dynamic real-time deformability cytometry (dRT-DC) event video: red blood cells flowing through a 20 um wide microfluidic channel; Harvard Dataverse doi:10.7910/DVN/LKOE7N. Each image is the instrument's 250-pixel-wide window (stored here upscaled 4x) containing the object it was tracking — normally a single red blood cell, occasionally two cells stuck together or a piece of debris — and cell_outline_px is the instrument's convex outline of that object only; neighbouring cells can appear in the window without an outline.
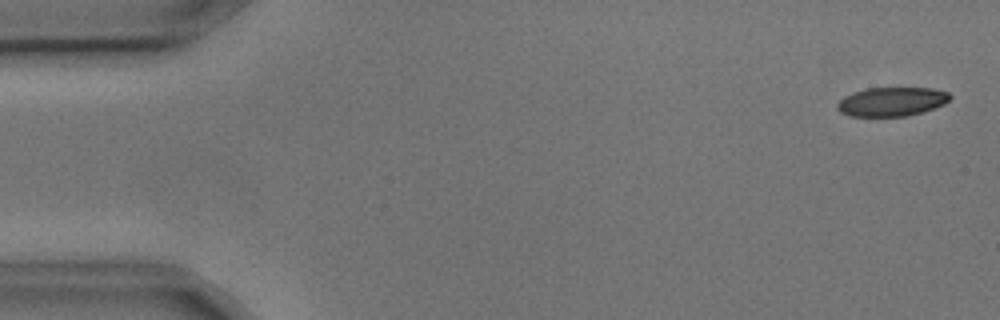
{"species": "common noctule bat (a hibernating species)", "species_latin": "Nyctalus noctula", "temperature_condition": "cold", "stored_images_in_passage": 5, "camera_frame_rate_fps": 3000, "um_per_image_px": 0.085, "animal": {"sex": "male", "body_mass_g": 17.9, "forearm_length_mm": 54.2}, "frame": {"image": 1, "passage_image": 1, "time_ms": 0.0, "image_size_px": [1000, 320], "cell_outline_px": [[952, 96], [944, 104], [908, 116], [848, 116], [840, 112], [836, 108], [836, 104], [844, 96], [852, 92], [868, 88], [932, 88], [948, 92]], "centroid_in_image_um": [75.76, 8.64], "position_along_channel_um": 9.2, "area_um2": 19.02}}